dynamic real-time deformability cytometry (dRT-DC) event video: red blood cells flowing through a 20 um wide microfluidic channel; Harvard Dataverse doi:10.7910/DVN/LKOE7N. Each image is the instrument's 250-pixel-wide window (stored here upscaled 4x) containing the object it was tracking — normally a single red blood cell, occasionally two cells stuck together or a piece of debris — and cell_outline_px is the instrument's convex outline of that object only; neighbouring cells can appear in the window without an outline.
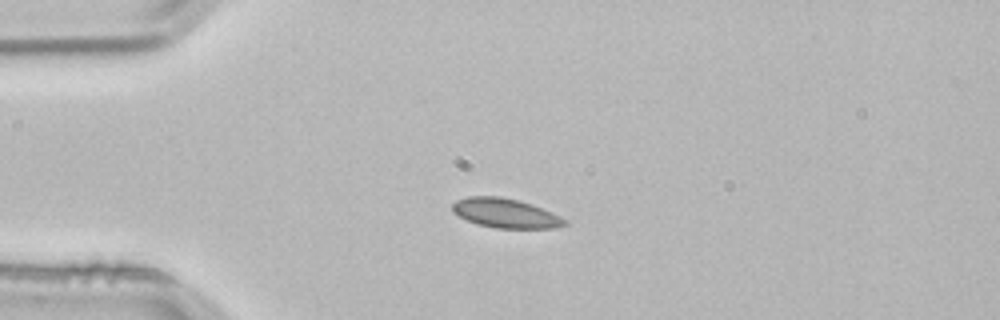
{"species": "common noctule bat (a hibernating species)", "species_latin": "Nyctalus noctula", "temperature_condition": "room temperature", "stored_images_in_passage": 2, "camera_frame_rate_fps": 3000, "um_per_image_px": 0.085, "animal": {"sex": "male", "body_mass_g": 21.5, "forearm_length_mm": 52.0}, "frame": {"image": 1, "passage_image": 2, "time_ms": 0.333, "image_size_px": [1000, 320], "cell_outline_px": [[568, 224], [552, 228], [496, 228], [476, 224], [452, 212], [452, 204], [456, 200], [468, 196], [500, 196], [532, 204], [552, 212], [568, 220]], "centroid_in_image_um": [42.97, 18.12], "position_along_channel_um": 42.0, "area_um2": 19.25}}